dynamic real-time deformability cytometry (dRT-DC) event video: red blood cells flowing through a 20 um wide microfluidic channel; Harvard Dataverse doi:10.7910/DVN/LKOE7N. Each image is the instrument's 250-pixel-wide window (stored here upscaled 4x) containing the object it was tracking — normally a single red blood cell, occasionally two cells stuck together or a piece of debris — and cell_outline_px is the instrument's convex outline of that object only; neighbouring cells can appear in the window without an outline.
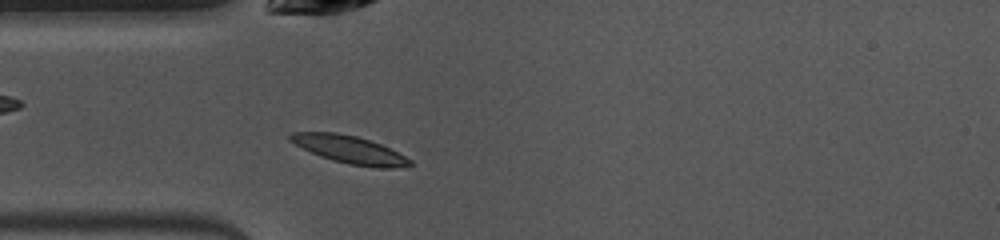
{"species": "common noctule bat (a hibernating species)", "species_latin": "Nyctalus noctula", "temperature_condition": "warm", "stored_images_in_passage": 47, "camera_frame_rate_fps": 3000, "um_per_image_px": 0.085, "animal": {"sex": "female", "body_mass_g": 10.0, "forearm_length_mm": 53.1}, "frame": {"image": 1, "passage_image": 11, "time_ms": 3.333, "image_size_px": [1000, 240], "cell_outline_px": [[412, 164], [392, 168], [376, 168], [348, 164], [332, 160], [320, 156], [288, 140], [288, 136], [292, 132], [336, 132], [356, 136], [380, 144], [412, 160]], "centroid_in_image_um": [29.69, 12.71], "position_along_channel_um": 55.3, "area_um2": 19.02}}
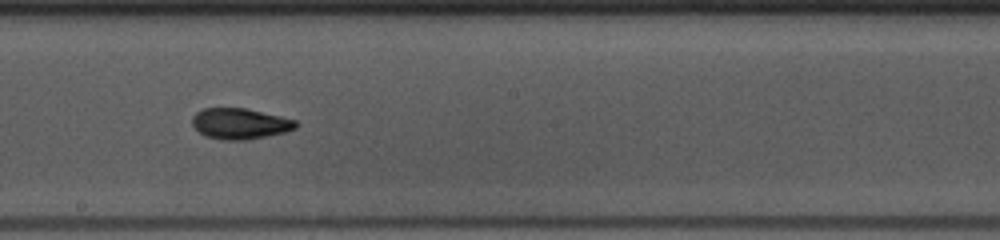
{"frame": {"image": 2, "passage_image": 24, "time_ms": 7.667, "image_size_px": [1000, 240], "cell_outline_px": [[300, 124], [296, 128], [284, 132], [248, 140], [224, 140], [204, 136], [192, 124], [192, 116], [196, 112], [204, 108], [244, 108], [280, 116], [296, 120]], "centroid_in_image_um": [20.4, 10.51], "position_along_channel_um": 227.8, "area_um2": 18.61}}
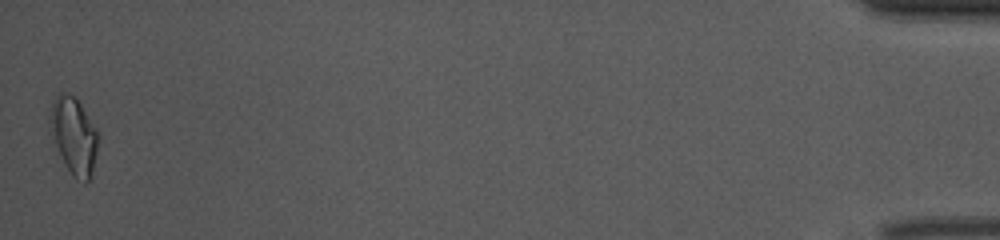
{"frame": {"image": 3, "passage_image": 47, "time_ms": 15.333, "image_size_px": [1000, 240], "cell_outline_px": [[96, 152], [92, 176], [84, 184], [72, 176], [56, 144], [48, 120], [48, 116], [52, 104], [56, 96], [60, 92], [68, 92], [76, 96], [96, 132]], "centroid_in_image_um": [6.25, 11.51], "position_along_channel_um": 428.9, "area_um2": 20.87}, "authors_computed_cell_mechanics": {"area_um2": 17.918, "velocity_mm_per_s": 3.9778, "shape_relaxation_time_tau1_ms": 4.6939, "shape_relaxation_time_tau2_ms": 1.4444, "deformation_change_tau1": 0.1573, "deformation_change_tau2": 0.0639}}